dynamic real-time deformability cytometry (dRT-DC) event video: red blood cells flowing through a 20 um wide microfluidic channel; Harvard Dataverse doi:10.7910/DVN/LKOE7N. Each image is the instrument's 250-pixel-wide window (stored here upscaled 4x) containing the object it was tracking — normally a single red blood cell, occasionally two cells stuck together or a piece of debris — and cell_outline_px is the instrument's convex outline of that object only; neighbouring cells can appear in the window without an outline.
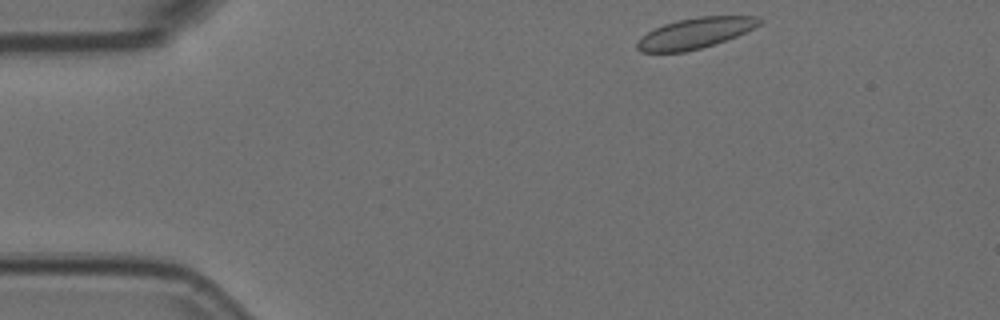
{"species": "Egyptian fruit bat (a non-hibernating species)", "species_latin": "Rousettus aegyptiacus", "temperature_condition": "room temperature", "stored_images_in_passage": 48, "camera_frame_rate_fps": 3000, "um_per_image_px": 0.085, "animal": {"sex": "female"}, "frame": {"image": 1, "passage_image": 1, "time_ms": 0.0, "image_size_px": [1000, 320], "cell_outline_px": [[764, 20], [760, 24], [736, 36], [716, 44], [684, 52], [640, 52], [636, 48], [636, 44], [640, 36], [664, 24], [676, 20], [696, 16], [756, 16]], "centroid_in_image_um": [59.07, 2.81], "position_along_channel_um": 25.9, "area_um2": 21.85}}
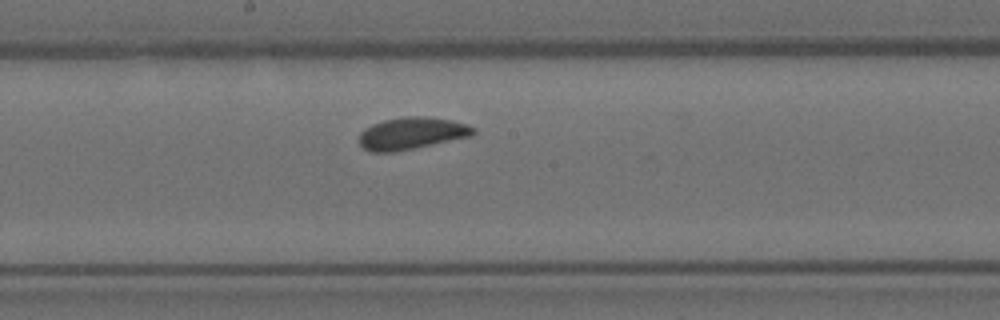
{"frame": {"image": 2, "passage_image": 22, "time_ms": 7.0, "image_size_px": [1000, 320], "cell_outline_px": [[476, 132], [472, 136], [396, 152], [372, 152], [364, 148], [360, 144], [360, 132], [364, 128], [372, 124], [384, 120], [404, 116], [424, 116], [452, 120], [468, 124], [476, 128]], "centroid_in_image_um": [35.02, 11.33], "position_along_channel_um": 213.2, "area_um2": 21.5}}
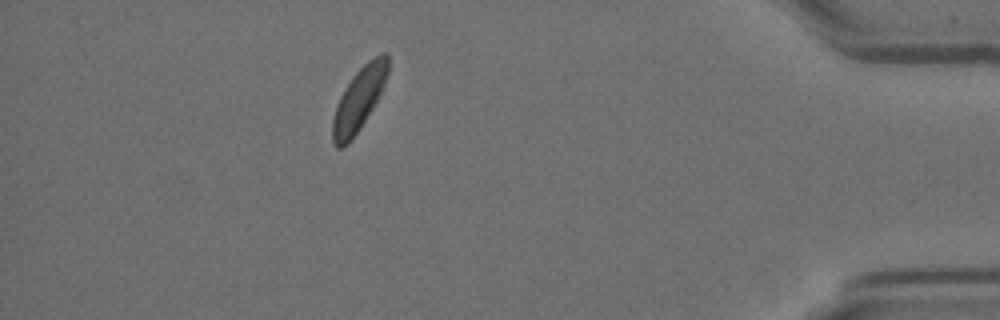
{"frame": {"image": 3, "passage_image": 42, "time_ms": 13.667, "image_size_px": [1000, 320], "cell_outline_px": [[388, 72], [384, 84], [372, 108], [348, 144], [340, 148], [336, 148], [332, 144], [332, 120], [340, 96], [352, 76], [368, 60], [380, 52], [388, 52]], "centroid_in_image_um": [30.49, 8.41], "position_along_channel_um": 404.7, "area_um2": 19.94}, "authors_computed_cell_mechanics": {"area_um2": 21.1548, "velocity_mm_per_s": 3.6146, "shape_relaxation_time_tau1_ms": 2.2438, "shape_relaxation_time_tau2_ms": null, "deformation_change_tau1": 0.0626, "deformation_change_tau2": null}}